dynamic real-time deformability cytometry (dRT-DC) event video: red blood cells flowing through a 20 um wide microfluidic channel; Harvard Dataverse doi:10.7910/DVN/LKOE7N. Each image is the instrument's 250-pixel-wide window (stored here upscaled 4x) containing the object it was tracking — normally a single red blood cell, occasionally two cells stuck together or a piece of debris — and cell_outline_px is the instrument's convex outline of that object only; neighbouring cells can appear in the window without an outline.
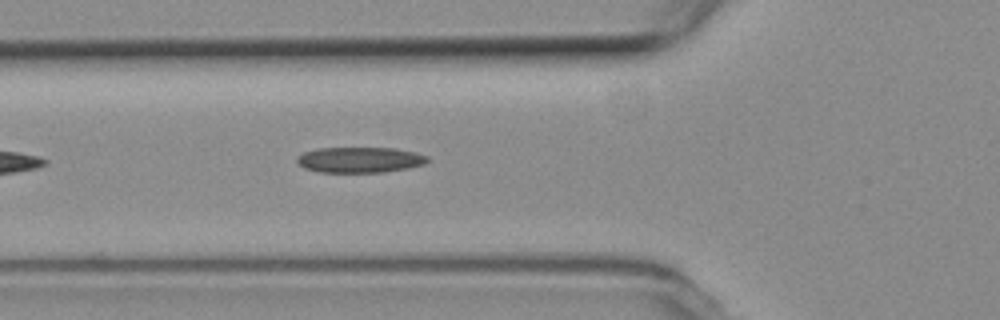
{"species": "common noctule bat (a hibernating species)", "species_latin": "Nyctalus noctula", "temperature_condition": "room temperature", "stored_images_in_passage": 12, "camera_frame_rate_fps": 3000, "um_per_image_px": 0.085, "animal": {"sex": "female", "body_mass_g": 19.3, "forearm_length_mm": 54.1}, "frame": {"image": 1, "passage_image": 7, "time_ms": 2.0, "image_size_px": [1000, 320], "cell_outline_px": [[428, 160], [424, 164], [408, 168], [384, 172], [320, 172], [304, 168], [296, 160], [296, 156], [304, 152], [320, 148], [396, 148], [416, 152], [428, 156]], "centroid_in_image_um": [30.6, 13.58], "position_along_channel_um": 95.2, "area_um2": 19.48}}